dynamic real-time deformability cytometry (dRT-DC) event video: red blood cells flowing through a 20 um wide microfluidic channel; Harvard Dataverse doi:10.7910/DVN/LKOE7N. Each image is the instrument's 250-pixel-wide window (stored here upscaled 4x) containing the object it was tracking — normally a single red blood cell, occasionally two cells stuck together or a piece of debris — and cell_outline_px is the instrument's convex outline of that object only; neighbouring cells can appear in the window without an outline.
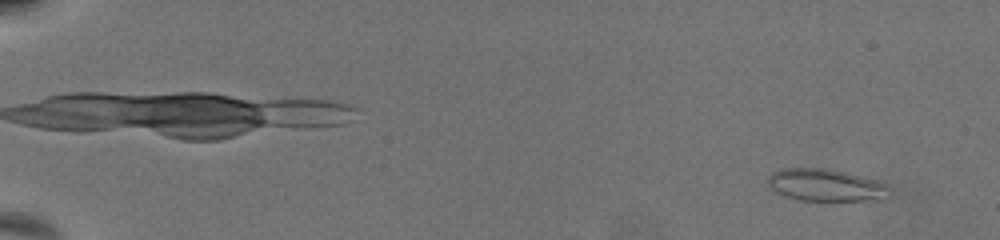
{"species": "common noctule bat (a hibernating species)", "species_latin": "Nyctalus noctula", "temperature_condition": "warm", "stored_images_in_passage": 58, "camera_frame_rate_fps": 3000, "um_per_image_px": 0.085, "animal": {"sex": "female", "body_mass_g": 19.5, "forearm_length_mm": 54.1}, "frame": {"image": 1, "passage_image": 3, "time_ms": 0.667, "image_size_px": [1000, 240], "cell_outline_px": [[888, 184], [876, 196], [860, 200], [800, 200], [784, 196], [768, 188], [768, 176], [772, 172], [780, 168], [828, 168], [848, 172], [876, 180]], "centroid_in_image_um": [69.95, 15.68], "position_along_channel_um": 15.1, "area_um2": 22.08}}
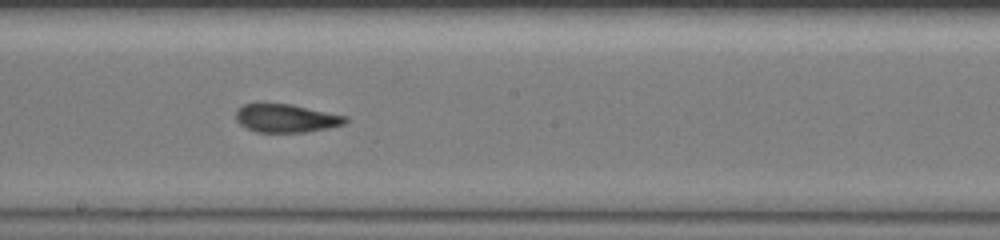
{"frame": {"image": 2, "passage_image": 35, "time_ms": 11.333, "image_size_px": [1000, 240], "cell_outline_px": [[348, 120], [344, 124], [328, 128], [304, 132], [256, 132], [240, 124], [236, 120], [236, 108], [244, 104], [292, 104], [348, 116]], "centroid_in_image_um": [24.33, 10.05], "position_along_channel_um": 223.9, "area_um2": 18.03}}
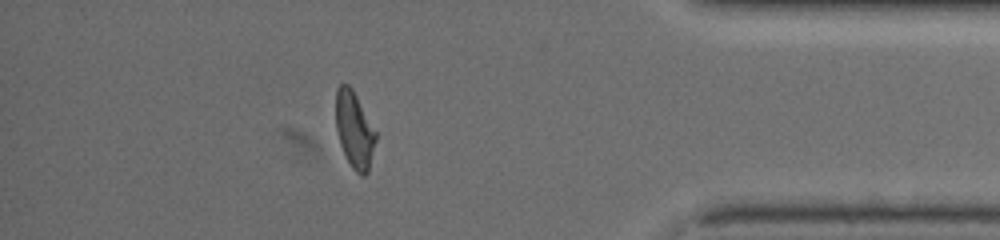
{"frame": {"image": 3, "passage_image": 52, "time_ms": 17.0, "image_size_px": [1000, 240], "cell_outline_px": [[376, 140], [368, 172], [364, 176], [360, 176], [352, 168], [340, 144], [336, 128], [336, 88], [340, 84], [348, 84], [352, 88], [376, 132]], "centroid_in_image_um": [30.12, 11.04], "position_along_channel_um": 405.1, "area_um2": 17.63}, "authors_computed_cell_mechanics": {"area_um2": 18.4382, "velocity_mm_per_s": 3.6822, "shape_relaxation_time_tau1_ms": 11.1618, "shape_relaxation_time_tau2_ms": 1.1732, "deformation_change_tau1": 0.3168, "deformation_change_tau2": 0.0652}}